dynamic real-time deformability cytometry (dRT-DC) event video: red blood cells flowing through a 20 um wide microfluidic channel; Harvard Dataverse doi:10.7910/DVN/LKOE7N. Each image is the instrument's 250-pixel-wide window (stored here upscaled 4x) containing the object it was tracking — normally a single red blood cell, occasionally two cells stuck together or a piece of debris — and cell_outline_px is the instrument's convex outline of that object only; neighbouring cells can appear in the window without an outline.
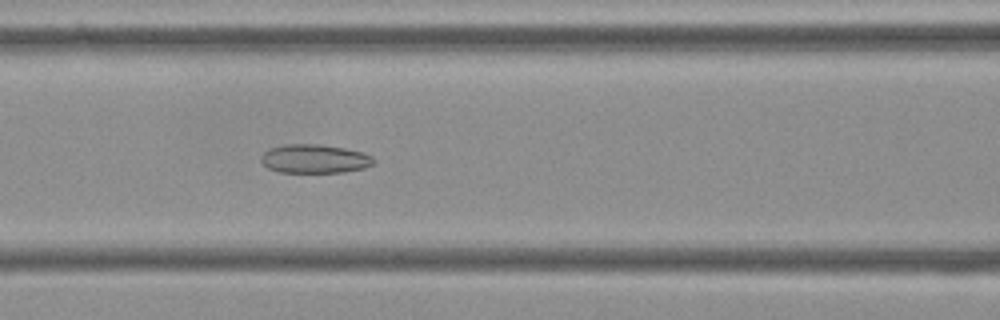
{"species": "Egyptian fruit bat (a non-hibernating species)", "species_latin": "Rousettus aegyptiacus", "temperature_condition": "cold", "stored_images_in_passage": 56, "camera_frame_rate_fps": 3000, "um_per_image_px": 0.085, "frame": {"image": 1, "passage_image": 24, "time_ms": 7.667, "image_size_px": [1000, 320], "cell_outline_px": [[376, 160], [372, 164], [364, 168], [344, 172], [280, 172], [268, 168], [260, 160], [260, 156], [268, 148], [284, 144], [320, 144], [344, 148], [364, 152], [372, 156]], "centroid_in_image_um": [26.73, 13.49], "position_along_channel_um": 139.9, "area_um2": 19.02}}
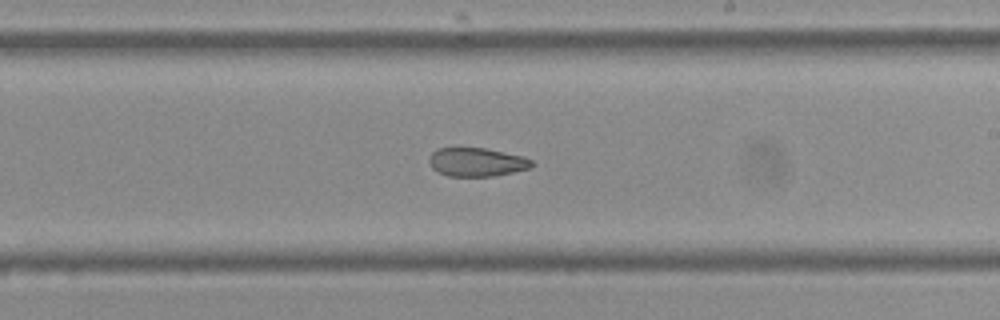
{"frame": {"image": 2, "passage_image": 33, "time_ms": 10.667, "image_size_px": [1000, 320], "cell_outline_px": [[532, 168], [496, 176], [448, 176], [432, 168], [428, 160], [432, 152], [436, 148], [488, 148], [524, 156], [532, 160]], "centroid_in_image_um": [40.55, 13.77], "position_along_channel_um": 248.5, "area_um2": 17.28}}
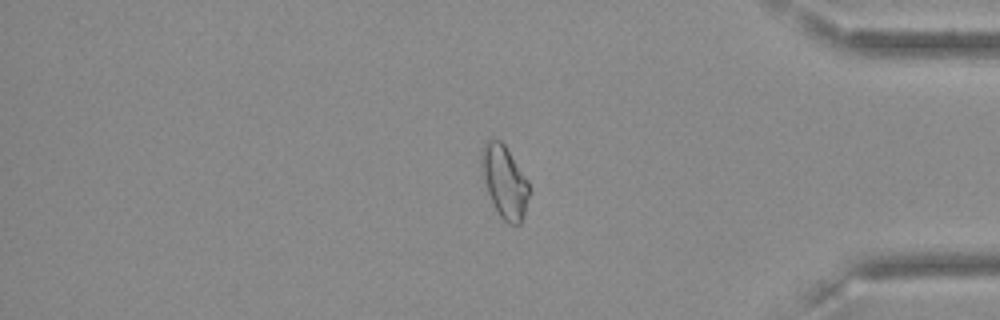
{"frame": {"image": 3, "passage_image": 47, "time_ms": 15.333, "image_size_px": [1000, 320], "cell_outline_px": [[532, 188], [520, 224], [508, 224], [496, 212], [488, 192], [480, 160], [480, 156], [484, 144], [488, 140], [500, 140], [504, 144], [528, 180]], "centroid_in_image_um": [42.91, 15.46], "position_along_channel_um": 392.3, "area_um2": 19.94}, "authors_computed_cell_mechanics": {"area_um2": 20.9814, "velocity_mm_per_s": 3.6281, "shape_relaxation_time_tau1_ms": null, "shape_relaxation_time_tau2_ms": 2.7392, "deformation_change_tau1": null, "deformation_change_tau2": 0.0752}}